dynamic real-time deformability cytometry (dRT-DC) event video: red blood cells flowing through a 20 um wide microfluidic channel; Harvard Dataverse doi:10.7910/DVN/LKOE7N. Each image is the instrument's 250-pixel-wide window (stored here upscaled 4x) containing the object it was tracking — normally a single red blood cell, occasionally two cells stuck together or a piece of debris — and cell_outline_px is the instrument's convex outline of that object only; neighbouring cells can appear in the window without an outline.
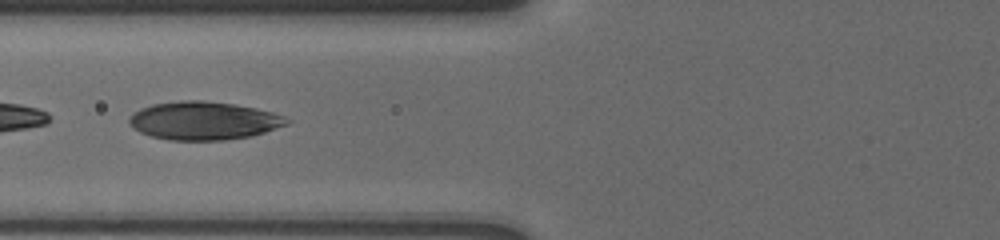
{"species": "human", "species_latin": "Homo sapiens", "temperature_condition": "cold", "stored_images_in_passage": 33, "camera_frame_rate_fps": 3000, "um_per_image_px": 0.085, "donor": {"sex": "male"}, "frame": {"image": 1, "passage_image": 8, "time_ms": 2.333, "image_size_px": [1000, 240], "cell_outline_px": [[292, 120], [288, 124], [252, 136], [224, 140], [168, 140], [152, 136], [140, 132], [132, 128], [128, 124], [128, 120], [132, 112], [140, 108], [152, 104], [184, 100], [204, 100], [232, 104], [256, 108], [272, 112], [284, 116]], "centroid_in_image_um": [17.29, 10.26], "position_along_channel_um": 108.5, "area_um2": 35.26}}
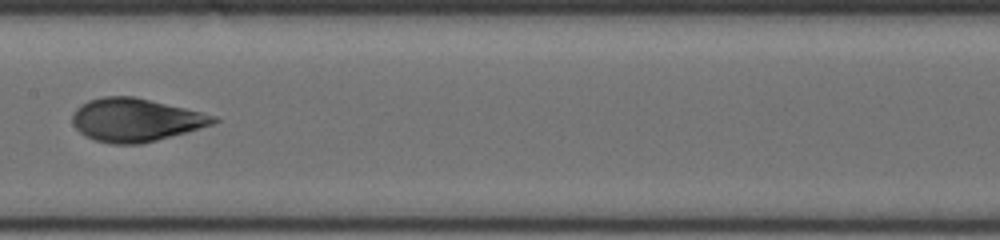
{"frame": {"image": 2, "passage_image": 12, "time_ms": 4.667, "image_size_px": [1000, 240], "cell_outline_px": [[220, 120], [212, 124], [188, 132], [140, 144], [112, 144], [96, 140], [84, 136], [72, 124], [72, 112], [80, 104], [88, 100], [104, 96], [132, 96], [184, 108], [216, 116]], "centroid_in_image_um": [11.48, 10.2], "position_along_channel_um": 195.9, "area_um2": 35.37}}
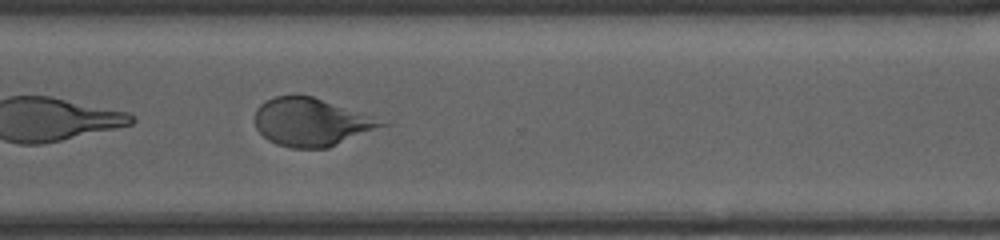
{"frame": {"image": 3, "passage_image": 23, "time_ms": 8.667, "image_size_px": [1000, 240], "cell_outline_px": [[388, 124], [328, 148], [292, 148], [276, 144], [268, 140], [256, 128], [256, 108], [260, 104], [276, 96], [296, 92], [312, 96]], "centroid_in_image_um": [26.34, 10.37], "position_along_channel_um": 344.3, "area_um2": 34.68}, "authors_computed_cell_mechanics": {"area_um2": 35.4314, "velocity_mm_per_s": 3.7238, "shape_relaxation_time_tau1_ms": 5.6405, "shape_relaxation_time_tau2_ms": 1.1756, "deformation_change_tau1": 0.1993, "deformation_change_tau2": 0.0769}}